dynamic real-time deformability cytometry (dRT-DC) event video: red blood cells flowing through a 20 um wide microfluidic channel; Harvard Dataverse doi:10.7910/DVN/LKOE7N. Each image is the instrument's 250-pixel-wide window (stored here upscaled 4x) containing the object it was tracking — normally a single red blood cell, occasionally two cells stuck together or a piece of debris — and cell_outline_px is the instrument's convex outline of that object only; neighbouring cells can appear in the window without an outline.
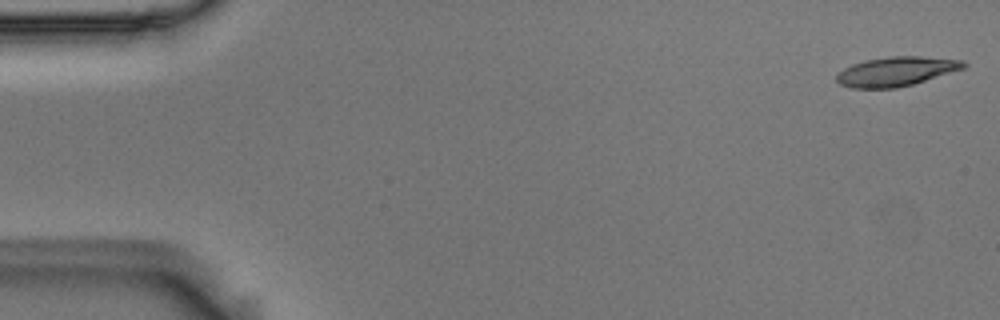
{"species": "Egyptian fruit bat (a non-hibernating species)", "species_latin": "Rousettus aegyptiacus", "temperature_condition": "room temperature", "stored_images_in_passage": 9, "camera_frame_rate_fps": 3000, "um_per_image_px": 0.085, "animal": {"sex": "male"}, "frame": {"image": 1, "passage_image": 1, "time_ms": 0.0, "image_size_px": [1000, 320], "cell_outline_px": [[968, 64], [964, 68], [912, 84], [896, 88], [852, 88], [840, 84], [836, 80], [836, 76], [844, 68], [852, 64], [864, 60], [888, 56], [920, 56], [964, 60]], "centroid_in_image_um": [76.17, 6.06], "position_along_channel_um": 8.8, "area_um2": 21.62}}